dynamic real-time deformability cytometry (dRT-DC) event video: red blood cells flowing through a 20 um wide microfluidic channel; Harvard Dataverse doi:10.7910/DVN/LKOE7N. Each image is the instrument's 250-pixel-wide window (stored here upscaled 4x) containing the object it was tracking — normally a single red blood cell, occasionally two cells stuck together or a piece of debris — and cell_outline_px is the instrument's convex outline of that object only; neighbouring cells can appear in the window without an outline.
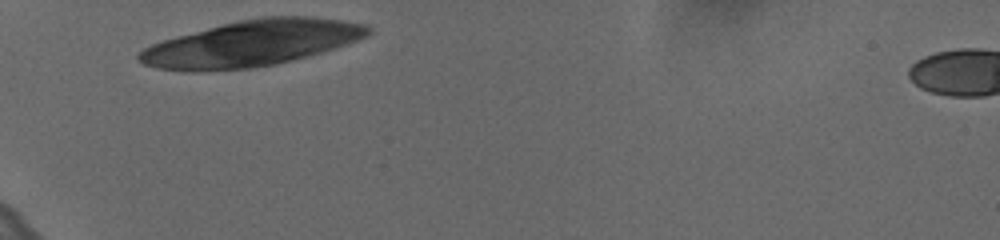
{"species": "human", "species_latin": "Homo sapiens", "temperature_condition": "cold", "stored_images_in_passage": 30, "camera_frame_rate_fps": 3000, "um_per_image_px": 0.085, "donor": {"sex": "female"}, "frame": {"image": 1, "passage_image": 1, "time_ms": 0.0, "image_size_px": [1000, 240], "cell_outline_px": [[372, 32], [356, 40], [320, 52], [276, 64], [252, 68], [204, 72], [188, 72], [156, 68], [144, 64], [136, 60], [136, 56], [144, 48], [152, 44], [176, 36], [240, 20], [260, 16], [312, 16], [340, 20], [364, 24], [372, 28]], "centroid_in_image_um": [21.33, 3.7], "position_along_channel_um": 63.7, "area_um2": 60.98}}